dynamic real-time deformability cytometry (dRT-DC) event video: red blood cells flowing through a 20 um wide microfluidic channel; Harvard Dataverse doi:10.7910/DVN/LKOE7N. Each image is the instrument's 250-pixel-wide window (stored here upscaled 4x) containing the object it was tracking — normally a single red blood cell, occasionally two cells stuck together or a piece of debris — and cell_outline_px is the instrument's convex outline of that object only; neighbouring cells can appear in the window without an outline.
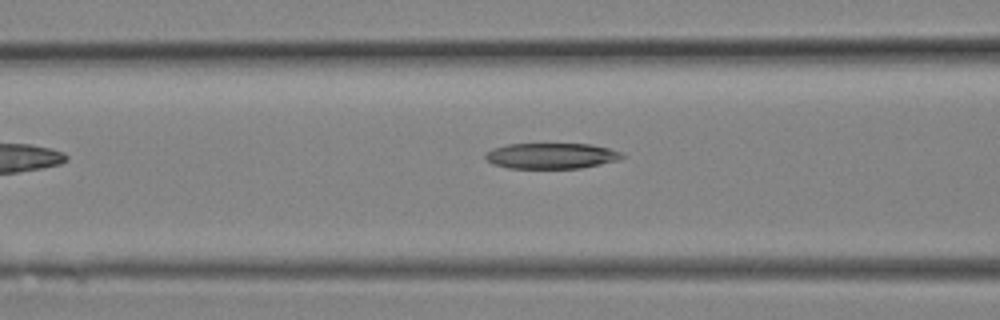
{"species": "Egyptian fruit bat (a non-hibernating species)", "species_latin": "Rousettus aegyptiacus", "temperature_condition": "room temperature", "stored_images_in_passage": 8, "camera_frame_rate_fps": 3000, "um_per_image_px": 0.085, "animal": {"sex": "female"}, "frame": {"image": 1, "passage_image": 8, "time_ms": 2.333, "image_size_px": [1000, 320], "cell_outline_px": [[624, 156], [616, 160], [600, 164], [580, 168], [508, 168], [492, 164], [484, 156], [492, 148], [508, 144], [592, 144], [624, 152]], "centroid_in_image_um": [46.86, 13.24], "position_along_channel_um": 119.7, "area_um2": 20.4}}